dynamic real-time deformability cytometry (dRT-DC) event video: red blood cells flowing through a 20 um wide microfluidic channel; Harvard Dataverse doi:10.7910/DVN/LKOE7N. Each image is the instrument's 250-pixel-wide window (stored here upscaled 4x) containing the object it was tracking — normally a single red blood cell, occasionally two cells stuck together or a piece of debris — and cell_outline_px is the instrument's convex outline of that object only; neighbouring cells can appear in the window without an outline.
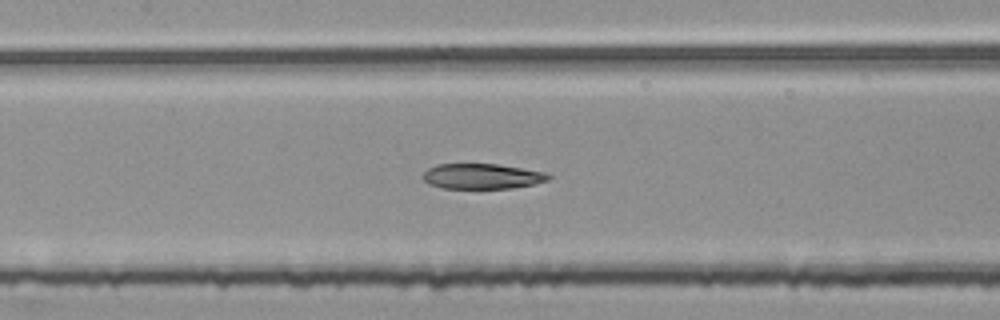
{"species": "common noctule bat (a hibernating species)", "species_latin": "Nyctalus noctula", "temperature_condition": "room temperature", "stored_images_in_passage": 47, "segment_of_instrument_passage": [2, 2], "camera_frame_rate_fps": 3000, "um_per_image_px": 0.085, "animal": {"sex": "female", "body_mass_g": 25.1}, "frame": {"image": 1, "passage_image": 19, "time_ms": 6.0, "image_size_px": [1000, 320], "cell_outline_px": [[552, 176], [548, 180], [532, 184], [512, 188], [440, 188], [428, 184], [420, 176], [428, 168], [436, 164], [496, 164], [548, 172]], "centroid_in_image_um": [40.95, 14.98], "position_along_channel_um": 166.5, "area_um2": 18.61}}
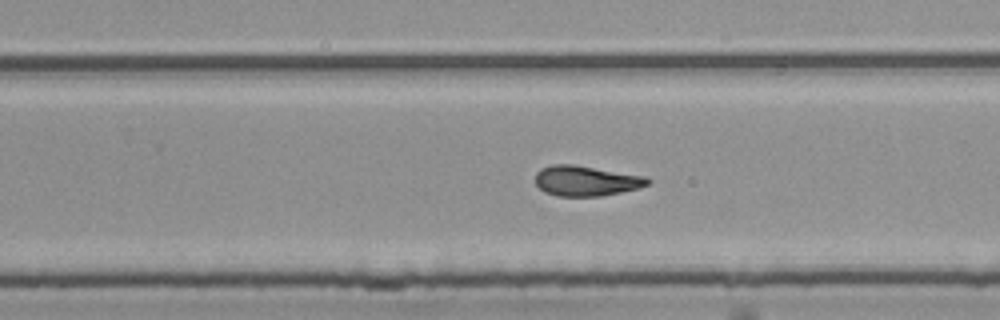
{"frame": {"image": 2, "passage_image": 28, "time_ms": 9.0, "image_size_px": [1000, 320], "cell_outline_px": [[652, 180], [648, 184], [640, 188], [600, 196], [556, 196], [544, 192], [536, 184], [536, 172], [540, 168], [552, 164], [572, 164], [644, 176]], "centroid_in_image_um": [49.79, 15.37], "position_along_channel_um": 280.0, "area_um2": 19.77}}
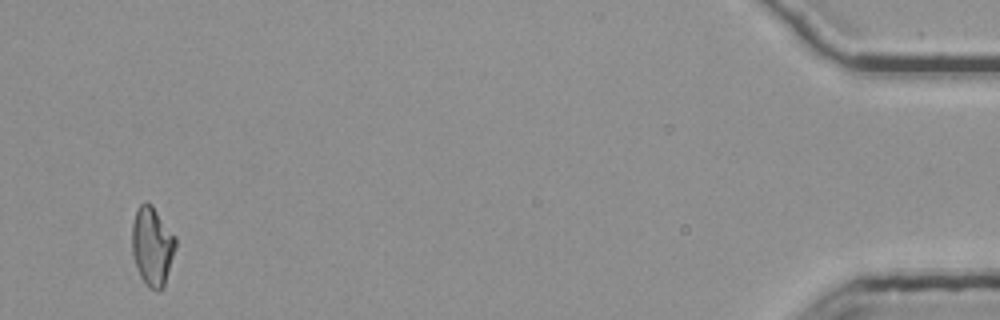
{"frame": {"image": 3, "passage_image": 46, "time_ms": 15.0, "image_size_px": [1000, 320], "cell_outline_px": [[176, 248], [164, 288], [156, 292], [148, 288], [140, 276], [136, 268], [132, 256], [132, 224], [136, 208], [144, 200], [152, 204], [176, 236]], "centroid_in_image_um": [12.94, 20.93], "position_along_channel_um": 422.3, "area_um2": 20.63}}